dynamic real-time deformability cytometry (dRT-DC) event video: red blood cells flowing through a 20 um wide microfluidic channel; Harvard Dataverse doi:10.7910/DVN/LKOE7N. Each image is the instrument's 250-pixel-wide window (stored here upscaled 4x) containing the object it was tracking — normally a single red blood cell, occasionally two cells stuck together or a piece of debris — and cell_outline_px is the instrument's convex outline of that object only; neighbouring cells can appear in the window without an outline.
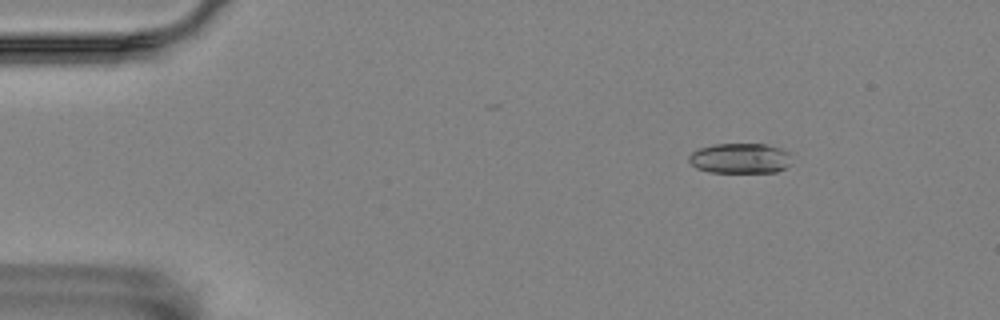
{"species": "Egyptian fruit bat (a non-hibernating species)", "species_latin": "Rousettus aegyptiacus", "temperature_condition": "room temperature", "stored_images_in_passage": 4, "camera_frame_rate_fps": 3000, "um_per_image_px": 0.085, "animal": {"sex": "female"}, "frame": {"image": 1, "passage_image": 2, "time_ms": 0.333, "image_size_px": [1000, 320], "cell_outline_px": [[788, 164], [784, 168], [776, 172], [712, 172], [696, 168], [688, 160], [688, 156], [692, 152], [700, 148], [716, 144], [764, 144], [780, 148], [788, 152]], "centroid_in_image_um": [62.87, 13.46], "position_along_channel_um": 22.1, "area_um2": 17.8}}